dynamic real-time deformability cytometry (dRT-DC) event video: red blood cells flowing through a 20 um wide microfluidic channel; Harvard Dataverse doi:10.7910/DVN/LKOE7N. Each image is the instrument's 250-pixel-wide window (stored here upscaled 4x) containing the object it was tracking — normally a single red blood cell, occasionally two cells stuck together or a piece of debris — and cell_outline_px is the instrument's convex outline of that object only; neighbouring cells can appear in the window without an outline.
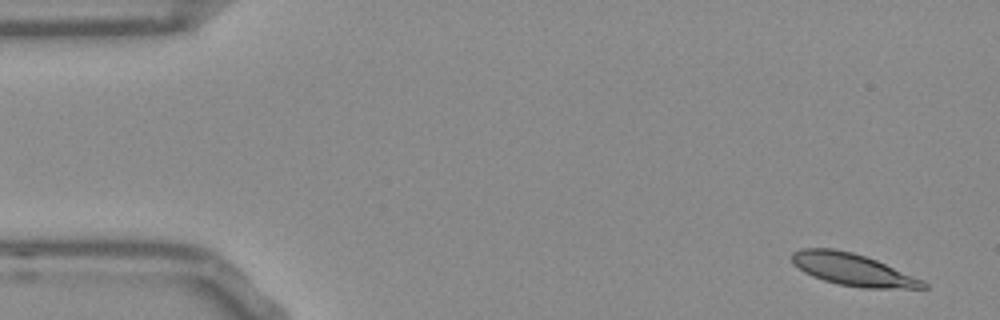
{"species": "Egyptian fruit bat (a non-hibernating species)", "species_latin": "Rousettus aegyptiacus", "temperature_condition": "room temperature", "stored_images_in_passage": 52, "camera_frame_rate_fps": 3000, "um_per_image_px": 0.085, "frame": {"image": 1, "passage_image": 1, "time_ms": 0.0, "image_size_px": [1000, 320], "cell_outline_px": [[928, 288], [860, 288], [840, 284], [824, 280], [812, 276], [804, 272], [792, 264], [792, 252], [804, 248], [832, 248], [852, 252], [876, 260], [924, 280], [928, 284]], "centroid_in_image_um": [72.48, 22.91], "position_along_channel_um": 12.5, "area_um2": 24.45}}
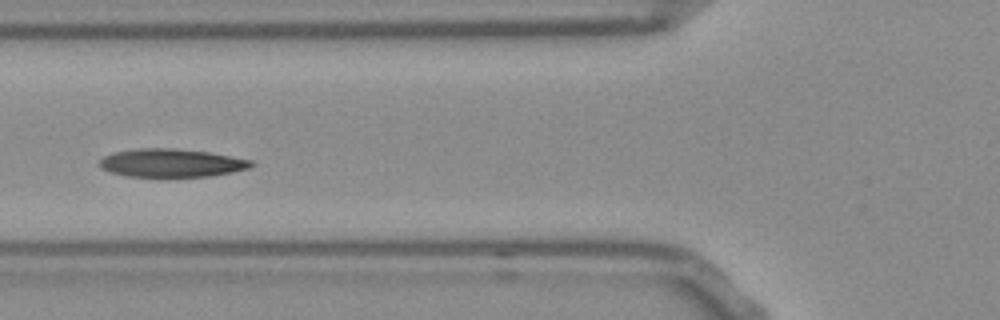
{"frame": {"image": 2, "passage_image": 18, "time_ms": 5.667, "image_size_px": [1000, 320], "cell_outline_px": [[256, 164], [248, 168], [232, 172], [212, 176], [128, 176], [108, 172], [100, 168], [100, 160], [104, 156], [116, 152], [136, 148], [172, 148], [208, 152], [252, 160]], "centroid_in_image_um": [14.57, 13.85], "position_along_channel_um": 111.2, "area_um2": 24.8}}
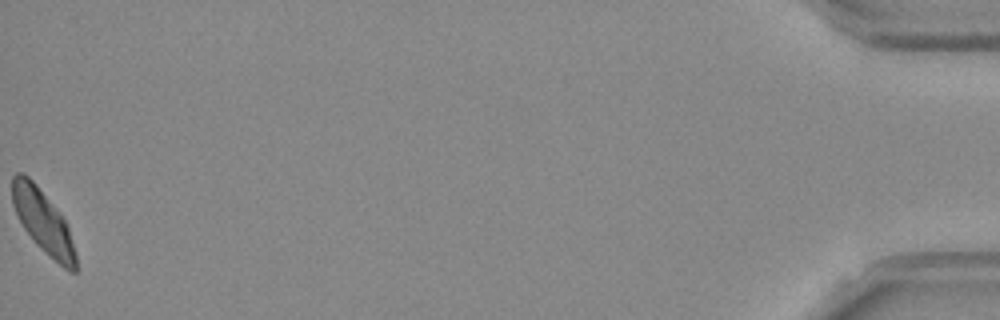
{"frame": {"image": 3, "passage_image": 52, "time_ms": 17.0, "image_size_px": [1000, 320], "cell_outline_px": [[76, 272], [72, 272], [64, 268], [44, 252], [32, 240], [24, 228], [12, 204], [12, 176], [16, 172], [24, 172], [36, 184], [64, 220], [68, 228], [76, 252]], "centroid_in_image_um": [3.64, 18.83], "position_along_channel_um": 431.6, "area_um2": 23.0}, "authors_computed_cell_mechanics": {"area_um2": 24.7095, "velocity_mm_per_s": 3.7499, "shape_relaxation_time_tau1_ms": 6.8242, "shape_relaxation_time_tau2_ms": 6.3859, "deformation_change_tau1": 0.1708, "deformation_change_tau2": 0.0971}}